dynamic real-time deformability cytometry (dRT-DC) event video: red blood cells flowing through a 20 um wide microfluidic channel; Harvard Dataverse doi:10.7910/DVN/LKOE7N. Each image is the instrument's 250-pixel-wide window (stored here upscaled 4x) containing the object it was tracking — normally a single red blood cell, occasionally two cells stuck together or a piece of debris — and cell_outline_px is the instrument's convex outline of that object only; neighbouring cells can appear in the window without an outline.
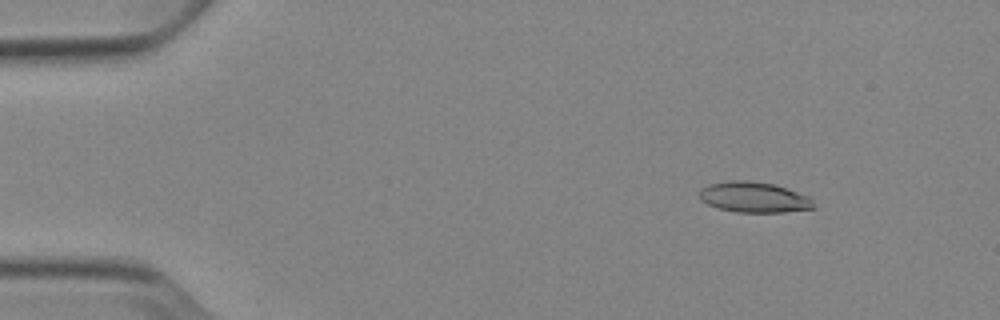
{"species": "Egyptian fruit bat (a non-hibernating species)", "species_latin": "Rousettus aegyptiacus", "temperature_condition": "cold", "stored_images_in_passage": 51, "camera_frame_rate_fps": 3000, "um_per_image_px": 0.085, "animal": {"sex": "female"}, "frame": {"image": 1, "passage_image": 5, "time_ms": 1.333, "image_size_px": [1000, 320], "cell_outline_px": [[816, 208], [784, 212], [736, 212], [716, 208], [700, 200], [700, 188], [708, 184], [728, 180], [752, 180], [772, 184], [788, 188], [808, 196], [812, 200]], "centroid_in_image_um": [64.07, 16.76], "position_along_channel_um": 20.9, "area_um2": 20.58}}
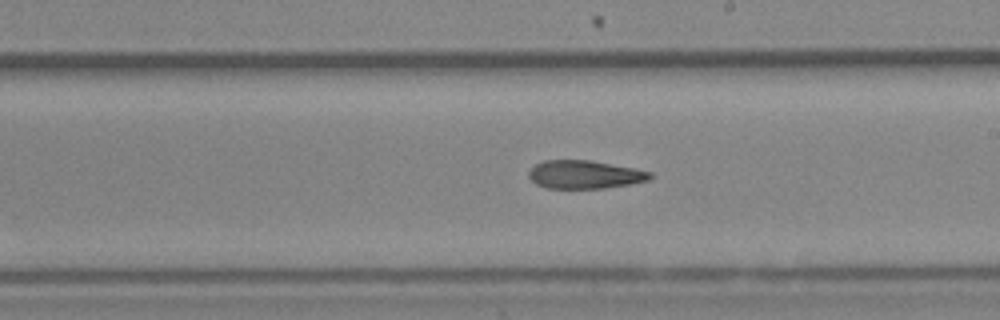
{"frame": {"image": 2, "passage_image": 29, "time_ms": 9.333, "image_size_px": [1000, 320], "cell_outline_px": [[652, 176], [648, 180], [628, 184], [604, 188], [544, 188], [536, 184], [528, 176], [528, 172], [536, 164], [544, 160], [588, 160], [636, 168], [652, 172]], "centroid_in_image_um": [49.68, 14.83], "position_along_channel_um": 239.3, "area_um2": 19.88}}
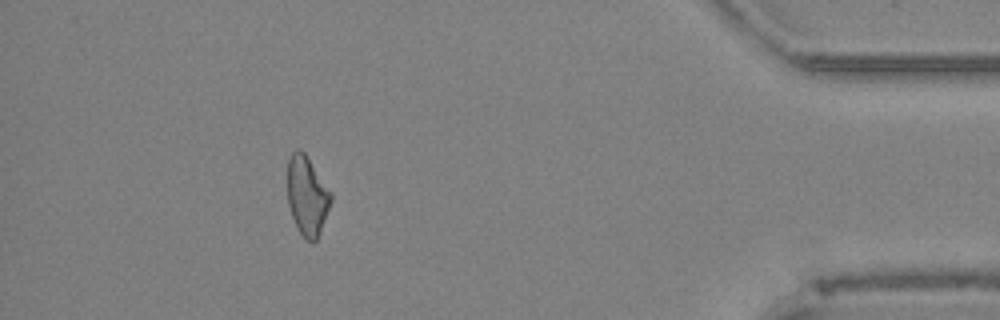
{"frame": {"image": 3, "passage_image": 46, "time_ms": 15.0, "image_size_px": [1000, 320], "cell_outline_px": [[332, 200], [320, 232], [316, 240], [312, 244], [296, 228], [288, 204], [288, 160], [292, 152], [296, 148], [300, 148], [304, 152], [332, 192]], "centroid_in_image_um": [26.11, 16.63], "position_along_channel_um": 409.1, "area_um2": 20.06}, "authors_computed_cell_mechanics": {"area_um2": 20.7502, "velocity_mm_per_s": 3.8738, "shape_relaxation_time_tau1_ms": 10.2007, "shape_relaxation_time_tau2_ms": 4.3234, "deformation_change_tau1": 0.2264, "deformation_change_tau2": 0.1381}}